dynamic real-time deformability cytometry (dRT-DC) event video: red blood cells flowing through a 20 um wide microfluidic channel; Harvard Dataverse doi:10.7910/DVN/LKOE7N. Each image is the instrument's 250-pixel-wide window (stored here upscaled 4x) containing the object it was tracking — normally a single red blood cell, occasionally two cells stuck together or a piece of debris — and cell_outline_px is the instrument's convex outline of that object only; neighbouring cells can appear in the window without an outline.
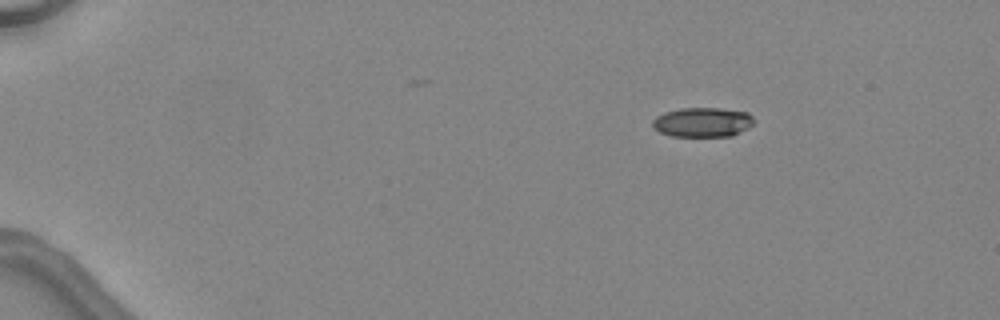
{"species": "common noctule bat (a hibernating species)", "species_latin": "Nyctalus noctula", "temperature_condition": "warm", "stored_images_in_passage": 3, "camera_frame_rate_fps": 3000, "um_per_image_px": 0.085, "animal": {"sex": "female", "body_mass_g": 24.6, "forearm_length_mm": 56.2}, "frame": {"image": 1, "passage_image": 1, "time_ms": 0.0, "image_size_px": [1000, 320], "cell_outline_px": [[752, 124], [748, 128], [732, 136], [672, 136], [660, 132], [652, 128], [652, 120], [656, 116], [664, 112], [680, 108], [720, 108], [748, 112], [752, 116]], "centroid_in_image_um": [59.68, 10.38], "position_along_channel_um": 25.3, "area_um2": 17.51}}